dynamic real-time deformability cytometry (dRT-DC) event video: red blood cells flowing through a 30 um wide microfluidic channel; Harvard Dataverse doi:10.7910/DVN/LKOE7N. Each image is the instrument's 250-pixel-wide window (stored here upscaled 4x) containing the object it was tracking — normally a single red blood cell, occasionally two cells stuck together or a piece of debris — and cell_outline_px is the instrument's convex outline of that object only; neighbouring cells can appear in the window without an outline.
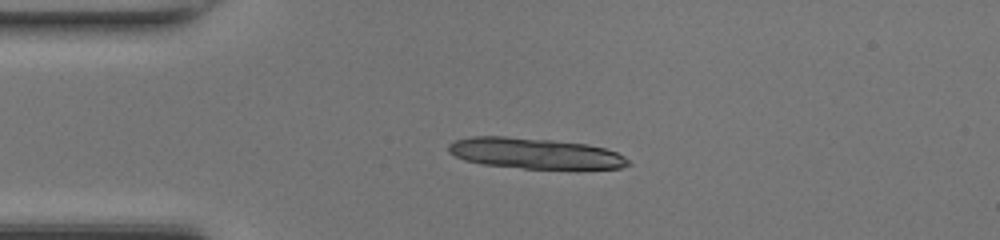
{"species": "common noctule bat (a hibernating species)", "species_latin": "Nyctalus noctula", "temperature_condition": "room temperature", "stored_images_in_passage": 23, "camera_frame_rate_fps": 3000, "um_per_image_px": 0.085, "animal": {"sex": "female", "body_mass_g": 17.0, "forearm_length_mm": 48.0}, "frame": {"image": 1, "passage_image": 1, "time_ms": 0.0, "image_size_px": [1000, 240], "cell_outline_px": [[632, 164], [620, 168], [576, 172], [524, 168], [480, 164], [464, 160], [448, 152], [448, 144], [456, 140], [472, 136], [504, 136], [552, 140], [588, 144], [604, 148], [616, 152], [624, 156]], "centroid_in_image_um": [45.57, 13.08], "position_along_channel_um": 39.4, "area_um2": 33.41}}
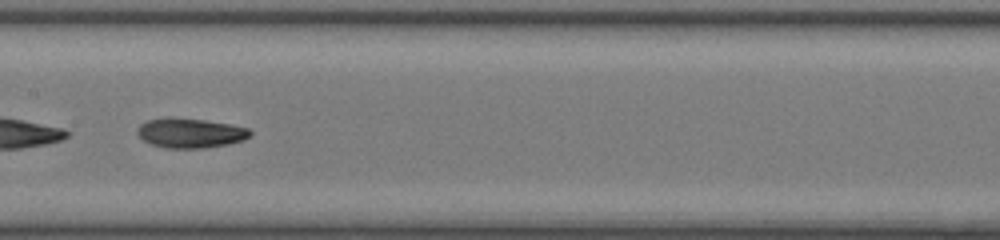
{"frame": {"image": 2, "passage_image": 14, "time_ms": 4.333, "image_size_px": [1000, 240], "cell_outline_px": [[252, 132], [244, 140], [228, 144], [204, 148], [164, 148], [152, 144], [144, 140], [136, 132], [136, 128], [140, 124], [148, 120], [168, 116], [172, 116], [204, 120], [228, 124], [248, 128]], "centroid_in_image_um": [16.13, 11.29], "position_along_channel_um": 191.3, "area_um2": 19.59}}
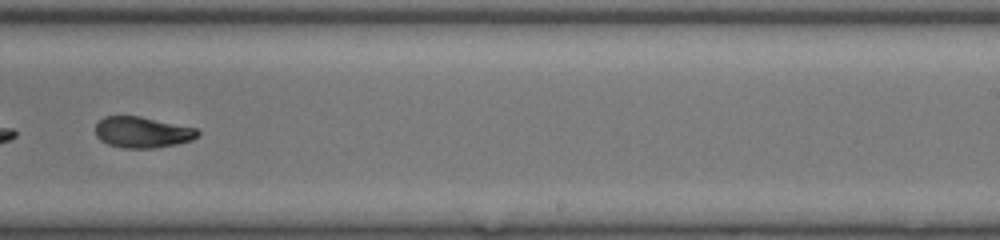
{"frame": {"image": 3, "passage_image": 20, "time_ms": 6.333, "image_size_px": [1000, 240], "cell_outline_px": [[200, 136], [192, 140], [176, 144], [152, 148], [124, 148], [108, 144], [100, 140], [96, 136], [96, 124], [104, 116], [140, 116], [196, 128], [200, 132]], "centroid_in_image_um": [12.11, 11.24], "position_along_channel_um": 276.9, "area_um2": 18.5}}